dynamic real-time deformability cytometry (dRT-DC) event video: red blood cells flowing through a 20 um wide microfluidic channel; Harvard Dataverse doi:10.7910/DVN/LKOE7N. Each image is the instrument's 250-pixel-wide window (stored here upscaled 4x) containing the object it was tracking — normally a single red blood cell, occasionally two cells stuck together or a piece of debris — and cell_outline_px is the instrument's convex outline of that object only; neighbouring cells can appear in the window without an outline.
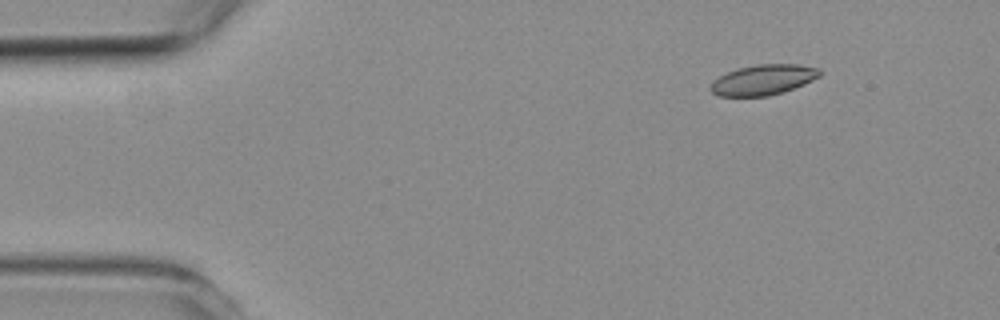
{"species": "common noctule bat (a hibernating species)", "species_latin": "Nyctalus noctula", "temperature_condition": "room temperature", "stored_images_in_passage": 3, "camera_frame_rate_fps": 3000, "um_per_image_px": 0.085, "animal": {"sex": "female", "body_mass_g": 19.3, "forearm_length_mm": 54.1}, "frame": {"image": 1, "passage_image": 1, "time_ms": 0.0, "image_size_px": [1000, 320], "cell_outline_px": [[820, 76], [804, 84], [768, 96], [720, 96], [712, 92], [712, 84], [720, 76], [736, 68], [756, 64], [800, 64], [820, 68]], "centroid_in_image_um": [64.91, 6.76], "position_along_channel_um": 20.1, "area_um2": 19.02}}
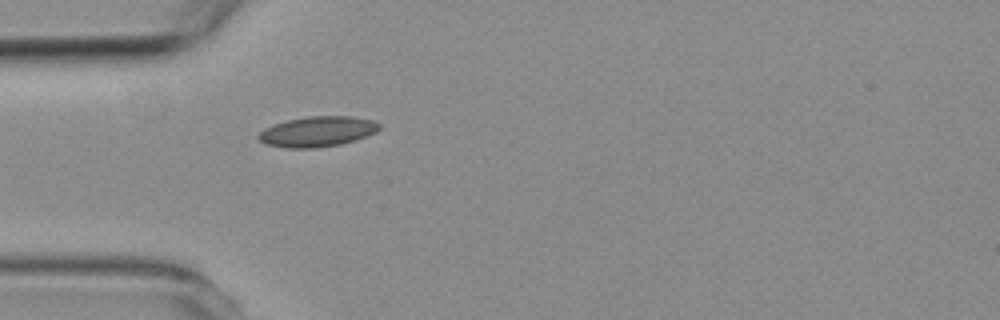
{"frame": {"image": 2, "passage_image": 3, "time_ms": 3.0, "image_size_px": [1000, 320], "cell_outline_px": [[380, 128], [376, 132], [368, 136], [356, 140], [340, 144], [316, 148], [288, 148], [264, 144], [256, 136], [264, 128], [288, 120], [308, 116], [352, 116], [372, 120], [380, 124]], "centroid_in_image_um": [26.99, 11.19], "position_along_channel_um": 58.0, "area_um2": 21.39}}